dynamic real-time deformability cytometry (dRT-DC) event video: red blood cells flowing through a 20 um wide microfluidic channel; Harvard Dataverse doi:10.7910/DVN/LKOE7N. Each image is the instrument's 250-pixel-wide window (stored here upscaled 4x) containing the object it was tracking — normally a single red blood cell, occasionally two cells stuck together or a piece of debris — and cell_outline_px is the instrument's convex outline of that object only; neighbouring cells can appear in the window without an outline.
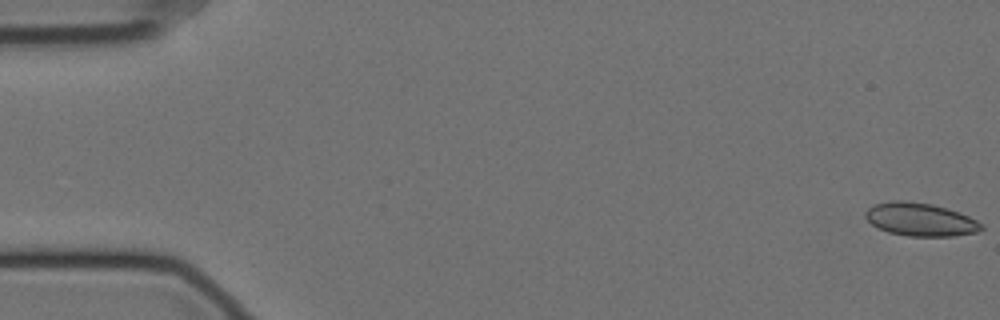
{"species": "Egyptian fruit bat (a non-hibernating species)", "species_latin": "Rousettus aegyptiacus", "temperature_condition": "cold", "stored_images_in_passage": 58, "camera_frame_rate_fps": 3000, "um_per_image_px": 0.085, "animal": {"sex": "female"}, "frame": {"image": 1, "passage_image": 1, "time_ms": 0.0, "image_size_px": [1000, 320], "cell_outline_px": [[984, 228], [976, 232], [952, 236], [908, 236], [888, 232], [872, 224], [864, 216], [864, 212], [868, 208], [876, 204], [892, 200], [904, 200], [932, 204], [968, 216], [984, 224]], "centroid_in_image_um": [78.21, 18.65], "position_along_channel_um": 6.8, "area_um2": 22.2}}
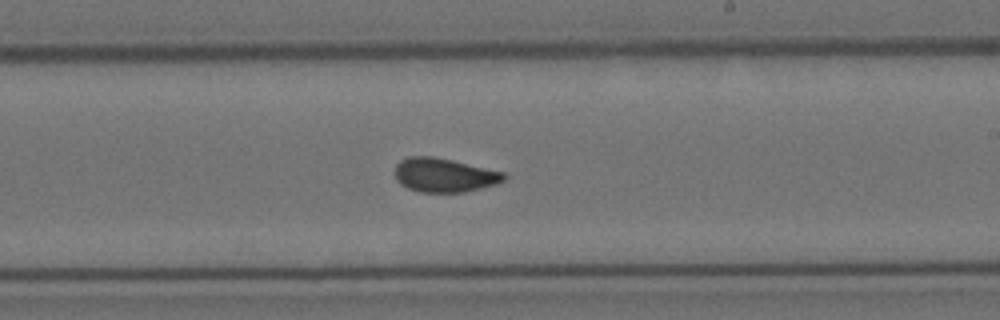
{"frame": {"image": 2, "passage_image": 34, "time_ms": 11.0, "image_size_px": [1000, 320], "cell_outline_px": [[508, 176], [504, 180], [496, 184], [464, 192], [420, 192], [408, 188], [400, 184], [396, 180], [396, 164], [400, 160], [408, 156], [432, 156], [452, 160], [504, 172]], "centroid_in_image_um": [37.75, 14.88], "position_along_channel_um": 251.2, "area_um2": 21.56}}
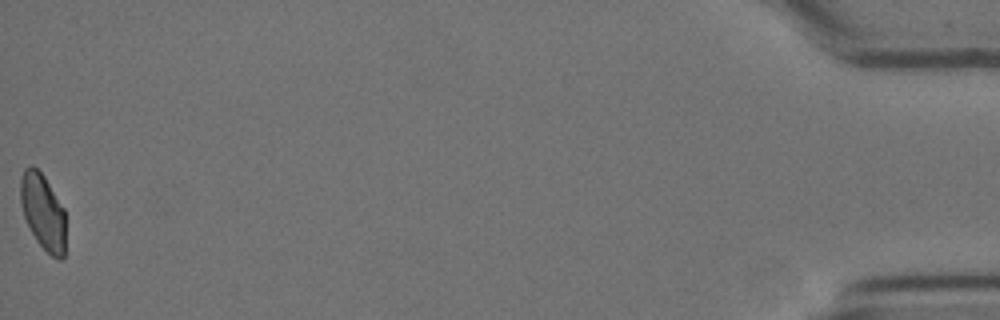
{"frame": {"image": 3, "passage_image": 58, "time_ms": 19.0, "image_size_px": [1000, 320], "cell_outline_px": [[64, 260], [56, 260], [36, 240], [24, 216], [20, 204], [20, 176], [24, 168], [28, 164], [32, 164], [44, 176], [64, 208]], "centroid_in_image_um": [3.63, 17.97], "position_along_channel_um": 431.6, "area_um2": 20.0}, "authors_computed_cell_mechanics": {"area_um2": 21.6461, "velocity_mm_per_s": 3.5115, "shape_relaxation_time_tau1_ms": 10.0642, "shape_relaxation_time_tau2_ms": 0.9038, "deformation_change_tau1": 0.1564, "deformation_change_tau2": 0.0428}}